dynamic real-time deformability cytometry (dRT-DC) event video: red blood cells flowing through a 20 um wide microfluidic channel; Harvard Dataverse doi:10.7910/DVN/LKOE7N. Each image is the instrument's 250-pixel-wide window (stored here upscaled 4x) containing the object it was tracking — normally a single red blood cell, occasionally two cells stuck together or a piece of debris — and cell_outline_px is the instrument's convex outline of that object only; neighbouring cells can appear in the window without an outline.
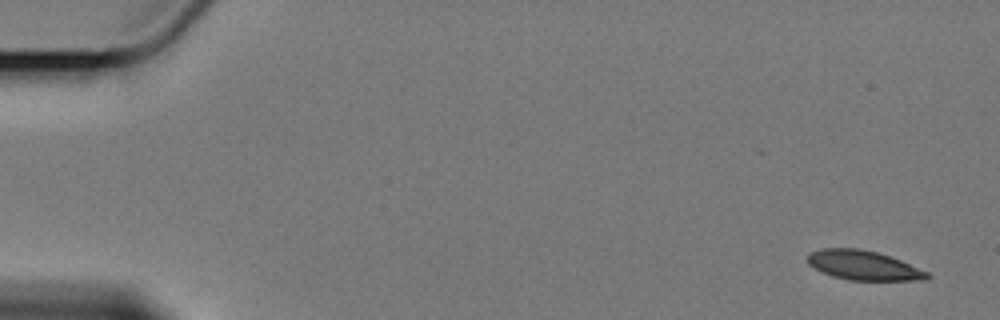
{"species": "Egyptian fruit bat (a non-hibernating species)", "species_latin": "Rousettus aegyptiacus", "temperature_condition": "cold", "stored_images_in_passage": 8, "camera_frame_rate_fps": 3000, "um_per_image_px": 0.085, "animal": {"sex": "female"}, "frame": {"image": 1, "passage_image": 1, "time_ms": 0.0, "image_size_px": [1000, 320], "cell_outline_px": [[932, 276], [924, 280], [848, 280], [832, 276], [808, 264], [808, 256], [812, 252], [820, 248], [860, 248], [876, 252], [900, 260], [928, 272]], "centroid_in_image_um": [73.4, 22.55], "position_along_channel_um": 11.6, "area_um2": 20.29}}
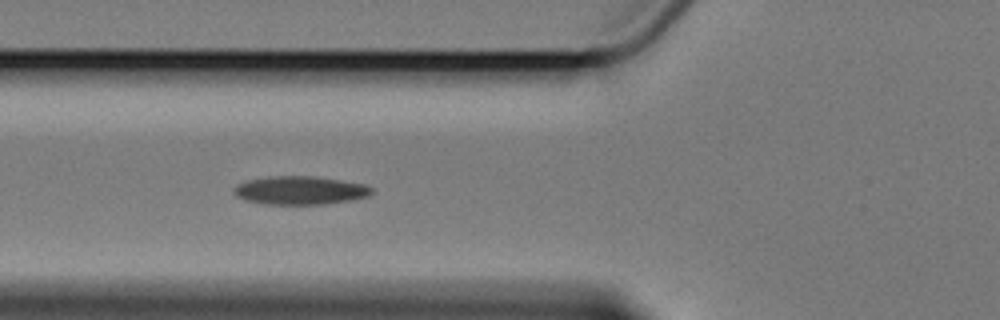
{"frame": {"image": 2, "passage_image": 6, "time_ms": 6.667, "image_size_px": [1000, 320], "cell_outline_px": [[372, 192], [368, 196], [348, 200], [324, 204], [264, 204], [244, 200], [236, 196], [232, 192], [232, 188], [236, 184], [248, 180], [268, 176], [316, 176], [364, 184], [372, 188]], "centroid_in_image_um": [25.43, 16.17], "position_along_channel_um": 100.4, "area_um2": 22.83}}
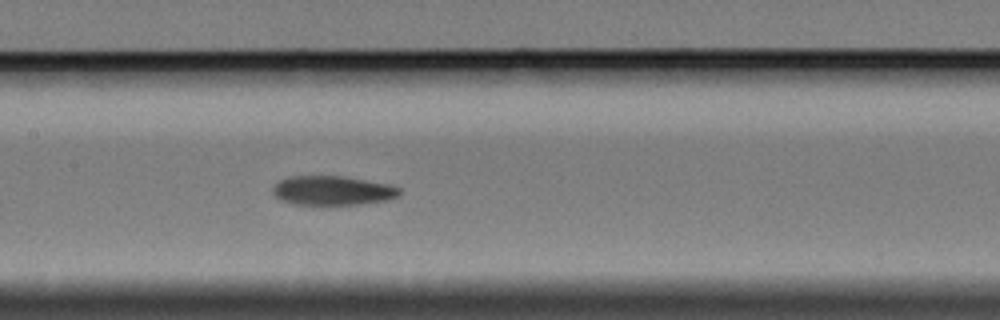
{"frame": {"image": 3, "passage_image": 8, "time_ms": 9.0, "image_size_px": [1000, 320], "cell_outline_px": [[400, 196], [388, 200], [364, 204], [292, 204], [276, 196], [272, 192], [272, 188], [280, 180], [292, 176], [344, 176], [392, 184], [400, 188]], "centroid_in_image_um": [28.34, 16.19], "position_along_channel_um": 179.1, "area_um2": 21.68}}